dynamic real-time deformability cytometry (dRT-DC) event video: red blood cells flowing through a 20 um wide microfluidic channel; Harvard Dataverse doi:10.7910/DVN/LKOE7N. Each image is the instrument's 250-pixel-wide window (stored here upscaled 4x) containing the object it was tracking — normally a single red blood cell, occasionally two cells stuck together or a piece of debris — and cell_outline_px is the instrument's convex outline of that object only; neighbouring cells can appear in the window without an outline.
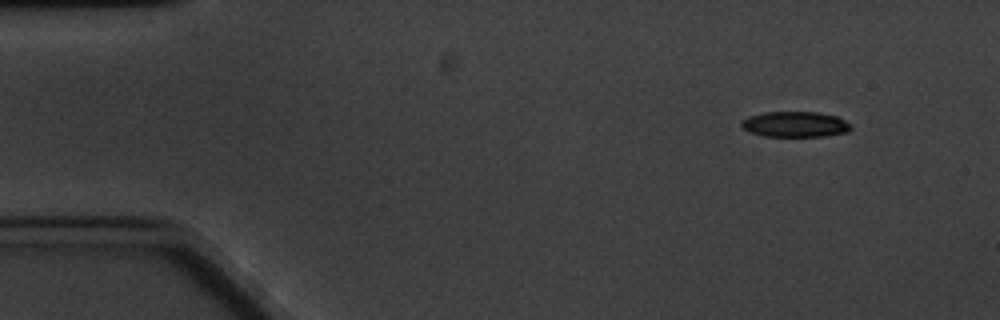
{"species": "common noctule bat (a hibernating species)", "species_latin": "Nyctalus noctula", "temperature_condition": "cold", "stored_images_in_passage": 4, "camera_frame_rate_fps": 3000, "um_per_image_px": 0.085, "animal": {"sex": "male", "body_mass_g": 20.1, "forearm_length_mm": 53.5}, "frame": {"image": 1, "passage_image": 1, "time_ms": 0.0, "image_size_px": [1000, 320], "cell_outline_px": [[852, 128], [848, 132], [824, 136], [764, 136], [748, 132], [740, 124], [740, 120], [748, 116], [764, 112], [820, 112], [836, 116], [852, 124]], "centroid_in_image_um": [67.58, 10.56], "position_along_channel_um": 17.4, "area_um2": 16.47}}
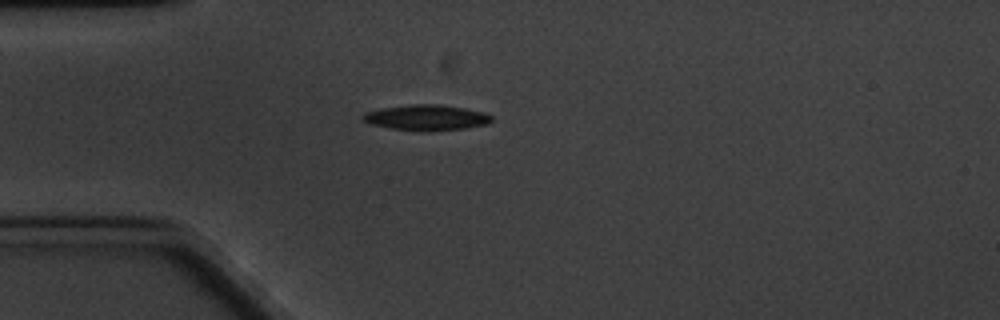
{"frame": {"image": 2, "passage_image": 4, "time_ms": 3.333, "image_size_px": [1000, 320], "cell_outline_px": [[492, 120], [488, 124], [464, 128], [428, 132], [392, 128], [372, 124], [364, 120], [360, 116], [364, 112], [380, 108], [408, 104], [436, 104], [464, 108], [484, 112], [492, 116]], "centroid_in_image_um": [36.24, 9.99], "position_along_channel_um": 48.8, "area_um2": 19.25}}